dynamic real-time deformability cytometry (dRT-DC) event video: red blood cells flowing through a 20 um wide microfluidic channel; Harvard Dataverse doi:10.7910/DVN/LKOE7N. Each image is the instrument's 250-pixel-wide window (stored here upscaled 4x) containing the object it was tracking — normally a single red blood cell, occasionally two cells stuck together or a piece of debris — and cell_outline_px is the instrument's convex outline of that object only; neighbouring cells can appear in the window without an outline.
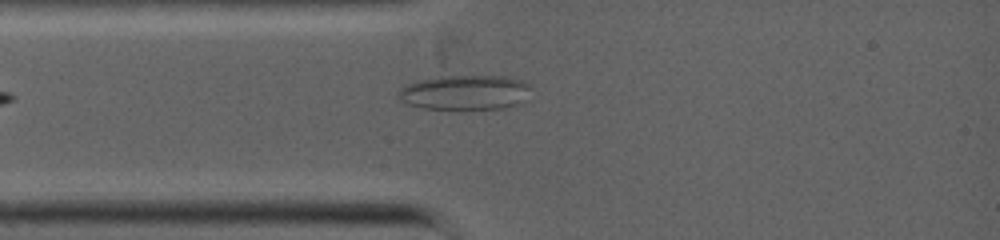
{"species": "common noctule bat (a hibernating species)", "species_latin": "Nyctalus noctula", "temperature_condition": "warm", "stored_images_in_passage": 14, "camera_frame_rate_fps": 5000, "um_per_image_px": 0.085, "animal": {"sex": "female", "body_mass_g": 19.0, "forearm_length_mm": 53.3}, "frame": {"image": 1, "passage_image": 1, "time_ms": 0.0, "image_size_px": [1000, 240], "cell_outline_px": [[528, 88], [524, 104], [504, 108], [424, 108], [408, 104], [400, 100], [396, 92], [408, 84], [420, 80], [440, 76], [504, 76], [520, 80], [528, 84]], "centroid_in_image_um": [39.53, 7.85], "position_along_channel_um": 45.5, "area_um2": 26.53}}
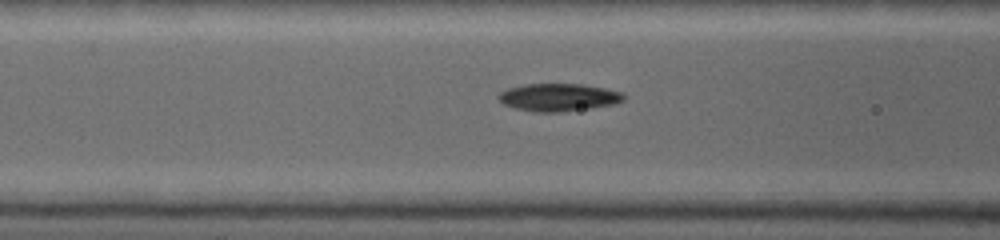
{"frame": {"image": 2, "passage_image": 6, "time_ms": 0.6, "image_size_px": [1000, 240], "cell_outline_px": [[624, 100], [616, 104], [592, 108], [560, 112], [536, 112], [516, 108], [504, 104], [496, 96], [500, 92], [508, 88], [524, 84], [584, 84], [604, 88], [620, 92], [624, 96]], "centroid_in_image_um": [47.47, 8.27], "position_along_channel_um": 119.1, "area_um2": 20.17}}
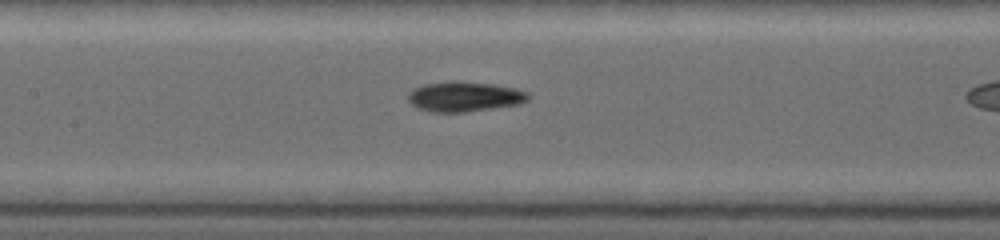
{"frame": {"image": 3, "passage_image": 12, "time_ms": 1.6, "image_size_px": [1000, 240], "cell_outline_px": [[532, 96], [528, 100], [520, 104], [464, 112], [432, 112], [416, 108], [408, 100], [408, 92], [424, 84], [456, 80], [460, 80], [492, 84], [516, 88], [528, 92]], "centroid_in_image_um": [39.5, 8.2], "position_along_channel_um": 167.9, "area_um2": 21.21}}